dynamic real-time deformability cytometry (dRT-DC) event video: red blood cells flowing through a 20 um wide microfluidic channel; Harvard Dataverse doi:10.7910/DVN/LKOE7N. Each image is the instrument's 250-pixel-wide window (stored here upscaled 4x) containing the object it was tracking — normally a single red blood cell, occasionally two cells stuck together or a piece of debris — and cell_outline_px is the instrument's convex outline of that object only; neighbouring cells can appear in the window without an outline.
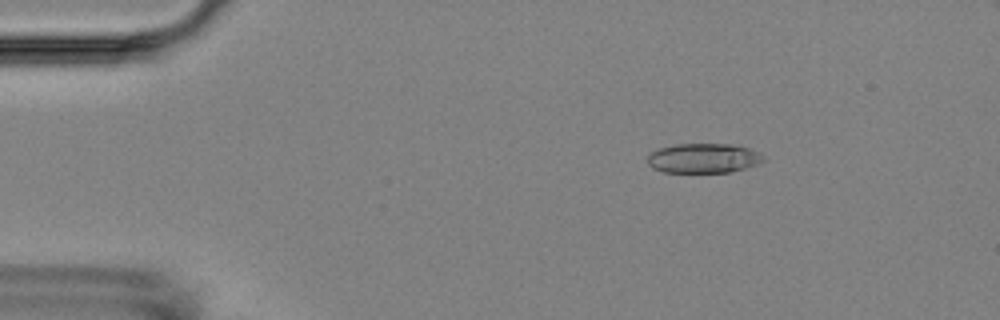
{"species": "Egyptian fruit bat (a non-hibernating species)", "species_latin": "Rousettus aegyptiacus", "temperature_condition": "room temperature", "stored_images_in_passage": 4, "camera_frame_rate_fps": 3000, "um_per_image_px": 0.085, "animal": {"sex": "female"}, "frame": {"image": 1, "passage_image": 1, "time_ms": 0.0, "image_size_px": [1000, 320], "cell_outline_px": [[764, 160], [756, 164], [732, 172], [664, 172], [652, 168], [648, 164], [648, 156], [652, 152], [660, 148], [676, 144], [736, 144], [748, 148], [764, 156]], "centroid_in_image_um": [59.78, 13.44], "position_along_channel_um": 25.2, "area_um2": 19.88}}
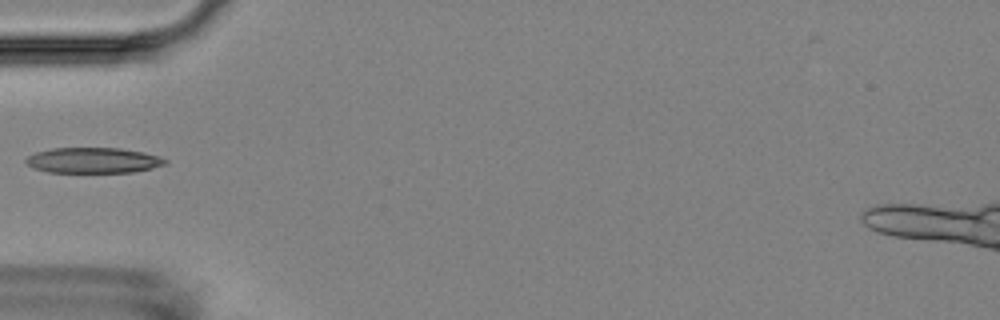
{"frame": {"image": 2, "passage_image": 4, "time_ms": 3.333, "image_size_px": [1000, 320], "cell_outline_px": [[168, 160], [164, 164], [152, 168], [132, 172], [48, 172], [32, 168], [24, 160], [28, 156], [36, 152], [52, 148], [120, 148], [144, 152]], "centroid_in_image_um": [7.89, 13.63], "position_along_channel_um": 77.1, "area_um2": 20.58}}